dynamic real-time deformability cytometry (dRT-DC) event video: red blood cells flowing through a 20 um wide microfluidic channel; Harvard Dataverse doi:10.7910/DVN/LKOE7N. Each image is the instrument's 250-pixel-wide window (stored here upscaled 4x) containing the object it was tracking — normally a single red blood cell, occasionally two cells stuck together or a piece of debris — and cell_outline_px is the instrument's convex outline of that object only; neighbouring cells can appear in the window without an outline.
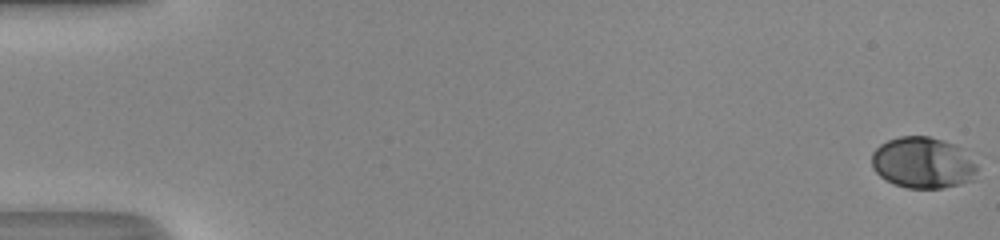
{"species": "human", "species_latin": "Homo sapiens", "temperature_condition": "room temperature", "stored_images_in_passage": 52, "camera_frame_rate_fps": 3000, "um_per_image_px": 0.085, "donor": {"sex": "male"}, "frame": {"image": 1, "passage_image": 1, "time_ms": 0.0, "image_size_px": [1000, 240], "cell_outline_px": [[976, 168], [972, 180], [960, 184], [940, 188], [908, 188], [896, 184], [880, 176], [872, 168], [872, 152], [880, 144], [888, 140], [900, 136], [928, 136], [944, 140], [956, 144], [976, 164]], "centroid_in_image_um": [78.42, 13.82], "position_along_channel_um": 6.6, "area_um2": 31.27}}
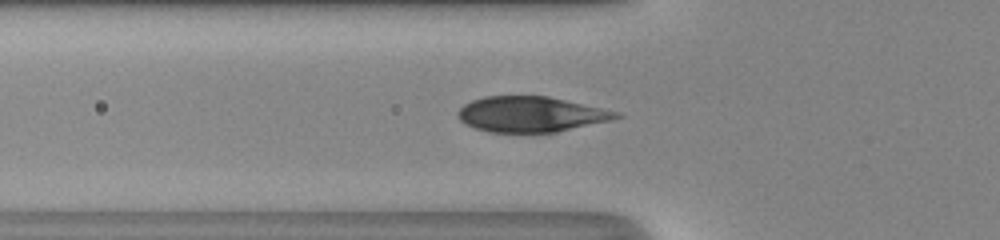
{"frame": {"image": 2, "passage_image": 20, "time_ms": 6.333, "image_size_px": [1000, 240], "cell_outline_px": [[624, 116], [612, 120], [556, 132], [488, 132], [464, 124], [456, 116], [456, 112], [464, 104], [472, 100], [484, 96], [548, 96], [620, 112]], "centroid_in_image_um": [45.11, 9.71], "position_along_channel_um": 80.7, "area_um2": 32.77}}
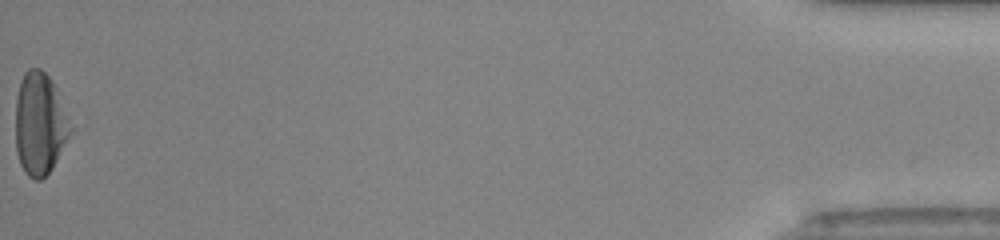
{"frame": {"image": 3, "passage_image": 52, "time_ms": 17.0, "image_size_px": [1000, 240], "cell_outline_px": [[72, 132], [52, 168], [40, 180], [36, 180], [28, 176], [24, 172], [20, 164], [16, 152], [16, 100], [20, 80], [24, 72], [28, 68], [40, 68], [52, 80], [56, 88], [68, 116], [72, 128]], "centroid_in_image_um": [3.38, 10.52], "position_along_channel_um": 431.8, "area_um2": 32.77}, "authors_computed_cell_mechanics": {"area_um2": 33.2061, "velocity_mm_per_s": 4.2158, "shape_relaxation_time_tau1_ms": 3.5808, "shape_relaxation_time_tau2_ms": null, "deformation_change_tau1": 0.1862, "deformation_change_tau2": null}}